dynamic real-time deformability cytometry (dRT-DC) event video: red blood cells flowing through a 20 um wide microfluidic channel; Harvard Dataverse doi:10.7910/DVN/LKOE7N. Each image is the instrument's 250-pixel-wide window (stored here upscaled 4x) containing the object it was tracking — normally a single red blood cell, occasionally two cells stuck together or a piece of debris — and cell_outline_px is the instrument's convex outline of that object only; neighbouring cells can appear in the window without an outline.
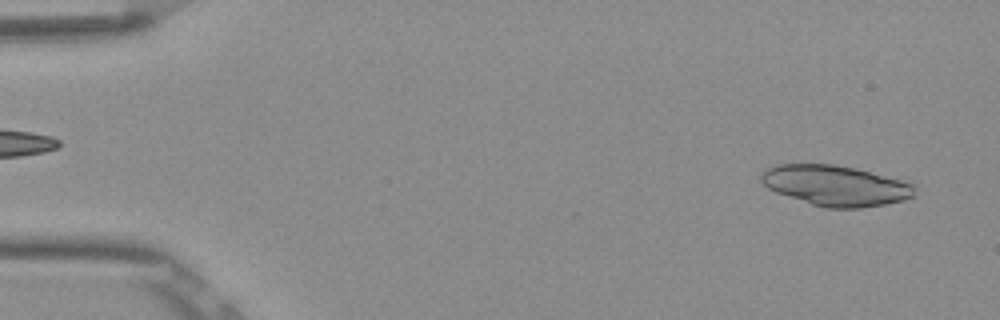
{"species": "Egyptian fruit bat (a non-hibernating species)", "species_latin": "Rousettus aegyptiacus", "temperature_condition": "room temperature", "stored_images_in_passage": 4, "camera_frame_rate_fps": 3000, "um_per_image_px": 0.085, "frame": {"image": 1, "passage_image": 4, "time_ms": 1.0, "image_size_px": [1000, 320], "cell_outline_px": [[912, 196], [904, 200], [884, 204], [860, 208], [824, 208], [776, 192], [768, 188], [760, 180], [760, 176], [768, 168], [776, 164], [832, 164], [856, 168], [912, 180]], "centroid_in_image_um": [71.07, 15.76], "position_along_channel_um": 13.9, "area_um2": 36.36}}